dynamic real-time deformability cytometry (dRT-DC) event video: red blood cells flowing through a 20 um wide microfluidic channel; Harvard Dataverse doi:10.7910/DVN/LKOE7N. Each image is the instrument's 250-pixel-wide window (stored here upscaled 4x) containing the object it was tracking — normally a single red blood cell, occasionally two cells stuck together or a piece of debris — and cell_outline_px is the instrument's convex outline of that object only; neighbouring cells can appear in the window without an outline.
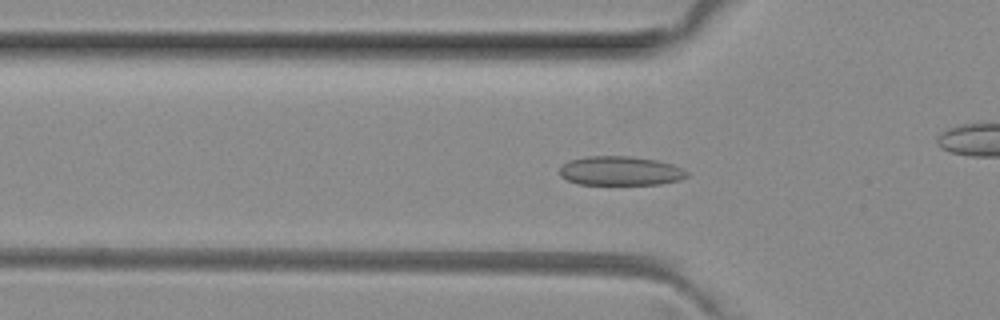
{"species": "common noctule bat (a hibernating species)", "species_latin": "Nyctalus noctula", "temperature_condition": "room temperature", "stored_images_in_passage": 51, "camera_frame_rate_fps": 3000, "um_per_image_px": 0.085, "animal": {"sex": "female", "body_mass_g": 29.2, "forearm_length_mm": 56.3}, "frame": {"image": 1, "passage_image": 16, "time_ms": 5.0, "image_size_px": [1000, 320], "cell_outline_px": [[688, 176], [680, 180], [660, 184], [576, 184], [560, 176], [560, 168], [568, 160], [588, 156], [632, 156], [656, 160], [672, 164], [688, 172]], "centroid_in_image_um": [52.72, 14.52], "position_along_channel_um": 73.1, "area_um2": 21.62}}
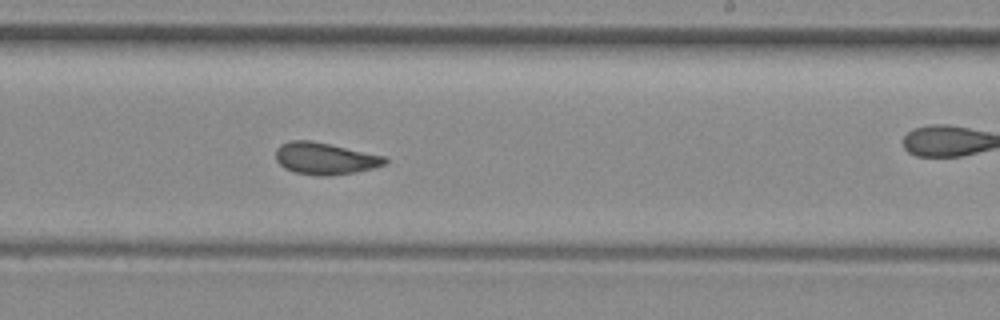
{"frame": {"image": 2, "passage_image": 30, "time_ms": 9.667, "image_size_px": [1000, 320], "cell_outline_px": [[388, 160], [384, 164], [372, 168], [356, 172], [328, 176], [320, 176], [292, 172], [284, 168], [276, 160], [276, 148], [280, 144], [292, 140], [312, 140], [384, 156]], "centroid_in_image_um": [27.58, 13.47], "position_along_channel_um": 261.4, "area_um2": 20.29}}
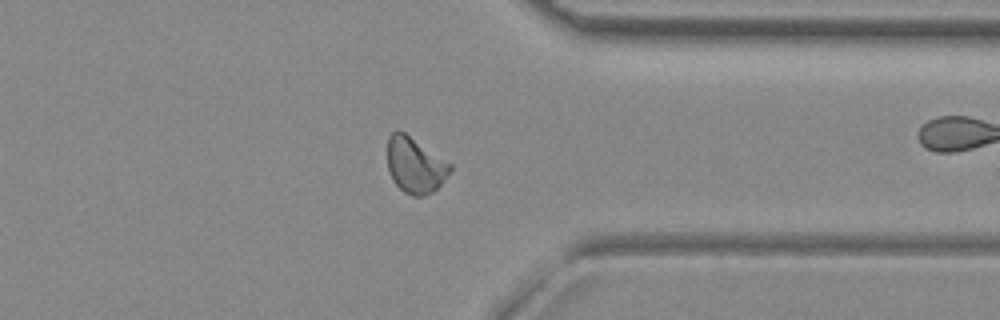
{"frame": {"image": 3, "passage_image": 39, "time_ms": 12.667, "image_size_px": [1000, 320], "cell_outline_px": [[452, 168], [444, 180], [432, 192], [424, 196], [412, 196], [404, 192], [392, 180], [388, 168], [388, 136], [392, 132], [404, 132], [452, 164]], "centroid_in_image_um": [35.28, 14.06], "position_along_channel_um": 376.1, "area_um2": 20.11}, "authors_computed_cell_mechanics": {"area_um2": 20.519, "velocity_mm_per_s": 4.0299, "shape_relaxation_time_tau1_ms": 10.3612, "shape_relaxation_time_tau2_ms": 2.2218, "deformation_change_tau1": 0.1594, "deformation_change_tau2": 0.0481}}